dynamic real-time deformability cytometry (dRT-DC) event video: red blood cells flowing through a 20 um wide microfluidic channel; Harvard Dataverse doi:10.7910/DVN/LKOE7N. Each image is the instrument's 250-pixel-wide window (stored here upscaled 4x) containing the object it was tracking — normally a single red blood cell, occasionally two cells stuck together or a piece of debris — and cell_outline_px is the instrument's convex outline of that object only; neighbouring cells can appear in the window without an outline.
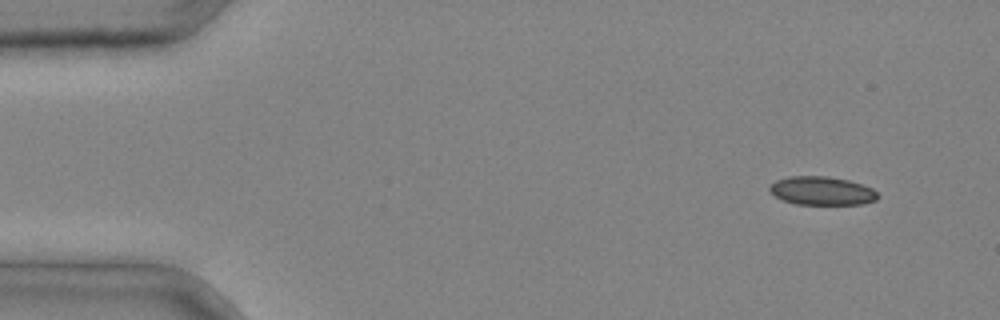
{"species": "common noctule bat (a hibernating species)", "species_latin": "Nyctalus noctula", "temperature_condition": "cold", "stored_images_in_passage": 2, "camera_frame_rate_fps": 3000, "um_per_image_px": 0.085, "animal": {"sex": "male", "body_mass_g": 20.4}, "frame": {"image": 1, "passage_image": 1, "time_ms": 0.0, "image_size_px": [1000, 320], "cell_outline_px": [[880, 196], [876, 200], [864, 204], [796, 204], [784, 200], [776, 196], [768, 188], [776, 180], [788, 176], [828, 176], [848, 180], [872, 188]], "centroid_in_image_um": [69.88, 16.22], "position_along_channel_um": 15.1, "area_um2": 17.86}}